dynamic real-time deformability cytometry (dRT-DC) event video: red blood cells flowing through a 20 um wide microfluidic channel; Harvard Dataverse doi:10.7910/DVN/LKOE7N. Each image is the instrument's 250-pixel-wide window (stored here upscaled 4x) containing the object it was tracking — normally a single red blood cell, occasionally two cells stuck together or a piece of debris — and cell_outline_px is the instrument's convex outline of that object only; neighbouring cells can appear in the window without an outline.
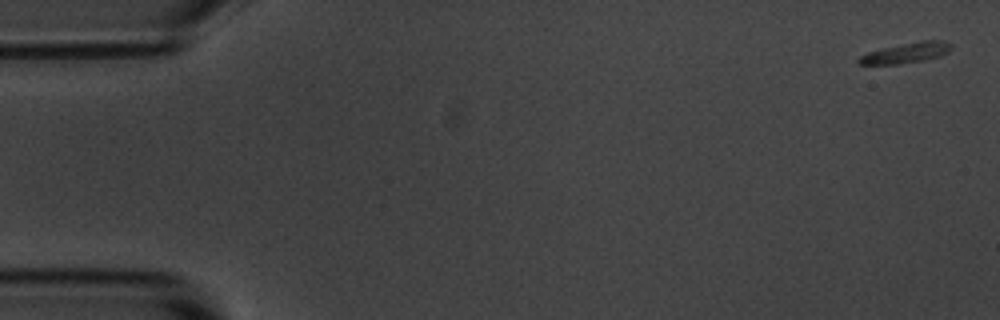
{"species": "common noctule bat (a hibernating species)", "species_latin": "Nyctalus noctula", "temperature_condition": "room temperature", "stored_images_in_passage": 6, "camera_frame_rate_fps": 3000, "um_per_image_px": 0.085, "animal": {"sex": "male", "body_mass_g": 20.1, "forearm_length_mm": 53.5}, "frame": {"image": 1, "passage_image": 1, "time_ms": 0.0, "image_size_px": [1000, 320], "cell_outline_px": [[952, 48], [948, 52], [940, 56], [924, 60], [896, 64], [860, 64], [856, 60], [860, 56], [868, 52], [884, 48], [920, 40], [940, 40], [952, 44]], "centroid_in_image_um": [77.05, 4.48], "position_along_channel_um": 8.0, "area_um2": 10.81}}
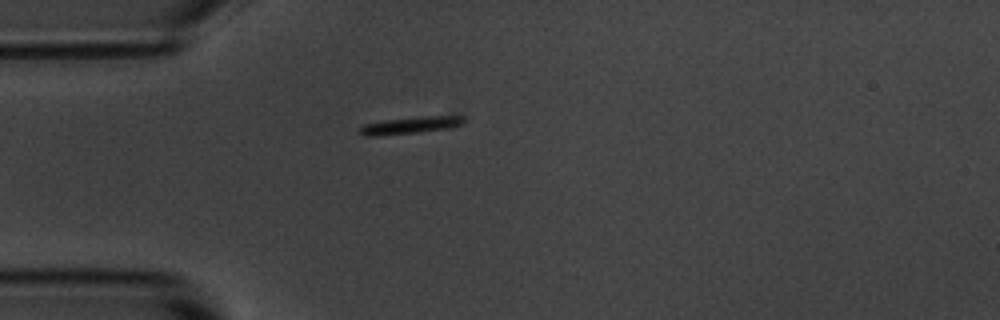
{"frame": {"image": 2, "passage_image": 5, "time_ms": 4.667, "image_size_px": [1000, 320], "cell_outline_px": [[464, 120], [460, 124], [448, 128], [416, 132], [376, 136], [364, 136], [356, 132], [364, 124], [384, 120], [424, 116], [464, 116]], "centroid_in_image_um": [34.78, 10.65], "position_along_channel_um": 50.2, "area_um2": 10.12}}